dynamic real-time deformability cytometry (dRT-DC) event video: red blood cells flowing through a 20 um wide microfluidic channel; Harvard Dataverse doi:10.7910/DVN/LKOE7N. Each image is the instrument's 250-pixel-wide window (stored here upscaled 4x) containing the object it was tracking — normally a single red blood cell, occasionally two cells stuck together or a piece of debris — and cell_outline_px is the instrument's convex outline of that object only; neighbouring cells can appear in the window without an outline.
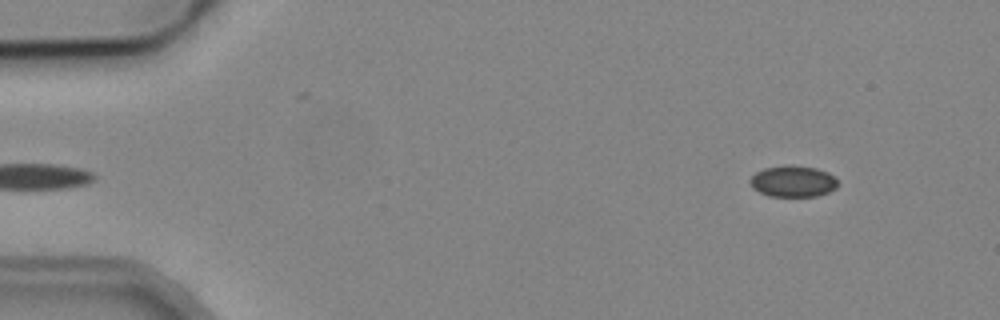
{"species": "common noctule bat (a hibernating species)", "species_latin": "Nyctalus noctula", "temperature_condition": "cold", "stored_images_in_passage": 3, "camera_frame_rate_fps": 3000, "um_per_image_px": 0.085, "animal": {"sex": "male", "body_mass_g": 19.2, "forearm_length_mm": 51.8}, "frame": {"image": 1, "passage_image": 3, "time_ms": 2.333, "image_size_px": [1000, 320], "cell_outline_px": [[836, 188], [828, 192], [816, 196], [768, 196], [752, 188], [752, 176], [756, 172], [764, 168], [792, 164], [816, 168], [828, 172], [836, 180]], "centroid_in_image_um": [67.4, 15.4], "position_along_channel_um": 17.6, "area_um2": 15.84}}